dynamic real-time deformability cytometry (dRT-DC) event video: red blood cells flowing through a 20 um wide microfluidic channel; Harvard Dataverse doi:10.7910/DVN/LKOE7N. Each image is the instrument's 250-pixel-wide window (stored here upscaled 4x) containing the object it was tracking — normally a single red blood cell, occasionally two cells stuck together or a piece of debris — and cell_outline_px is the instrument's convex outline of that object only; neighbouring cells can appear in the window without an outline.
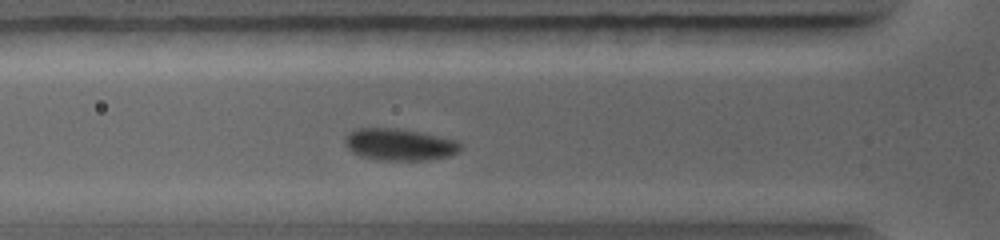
{"species": "common noctule bat (a hibernating species)", "species_latin": "Nyctalus noctula", "temperature_condition": "warm", "stored_images_in_passage": 27, "camera_frame_rate_fps": 5000, "um_per_image_px": 0.085, "animal": {"sex": "female", "body_mass_g": 19.0, "forearm_length_mm": 56.7}, "frame": {"image": 1, "passage_image": 9, "time_ms": 2.8, "image_size_px": [1000, 240], "cell_outline_px": [[460, 152], [448, 156], [428, 160], [380, 160], [360, 156], [352, 152], [348, 148], [344, 140], [344, 136], [348, 132], [360, 128], [396, 128], [456, 140], [460, 144]], "centroid_in_image_um": [33.91, 12.29], "position_along_channel_um": 91.9, "area_um2": 21.27}}
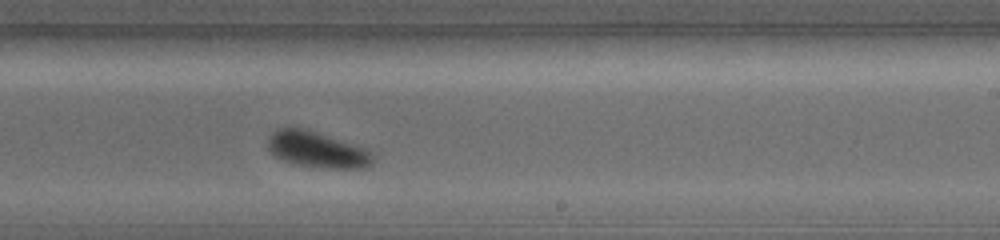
{"frame": {"image": 2, "passage_image": 19, "time_ms": 6.2, "image_size_px": [1000, 240], "cell_outline_px": [[372, 164], [364, 168], [324, 168], [292, 164], [276, 156], [268, 148], [268, 140], [272, 132], [280, 128], [300, 128], [364, 148], [372, 152]], "centroid_in_image_um": [26.93, 12.75], "position_along_channel_um": 262.1, "area_um2": 21.39}}
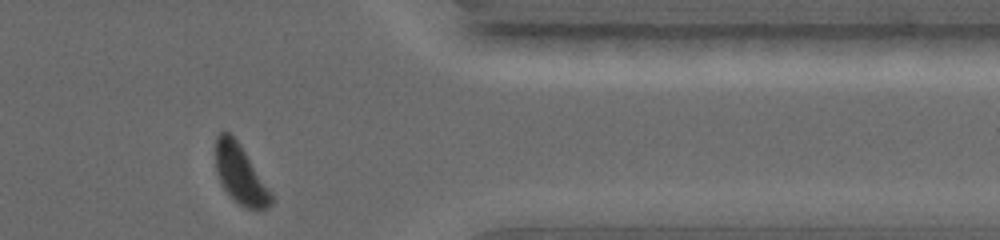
{"frame": {"image": 3, "passage_image": 27, "time_ms": 9.0, "image_size_px": [1000, 240], "cell_outline_px": [[276, 200], [268, 208], [248, 208], [240, 204], [224, 188], [216, 172], [216, 136], [220, 132], [228, 132], [240, 144]], "centroid_in_image_um": [20.44, 14.81], "position_along_channel_um": 391.0, "area_um2": 18.61}}